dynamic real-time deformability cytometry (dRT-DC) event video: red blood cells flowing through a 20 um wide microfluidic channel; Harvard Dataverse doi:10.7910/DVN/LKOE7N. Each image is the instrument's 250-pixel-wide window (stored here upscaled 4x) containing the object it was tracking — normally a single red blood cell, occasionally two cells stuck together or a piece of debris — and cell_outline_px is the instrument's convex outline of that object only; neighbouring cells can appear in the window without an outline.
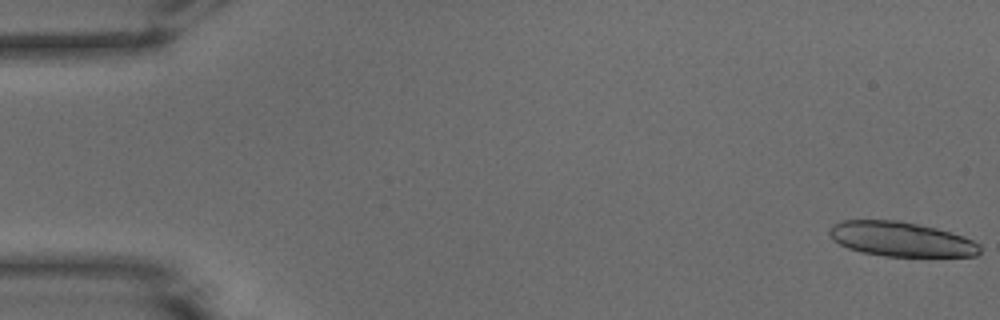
{"species": "common noctule bat (a hibernating species)", "species_latin": "Nyctalus noctula", "temperature_condition": "warm", "stored_images_in_passage": 22, "camera_frame_rate_fps": 3000, "um_per_image_px": 0.085, "animal": {"sex": "male", "body_mass_g": 15.6}, "frame": {"image": 1, "passage_image": 1, "time_ms": 0.0, "image_size_px": [1000, 320], "cell_outline_px": [[980, 252], [976, 256], [884, 256], [860, 252], [848, 248], [832, 240], [828, 232], [832, 224], [840, 220], [900, 220], [936, 228], [964, 236], [980, 244]], "centroid_in_image_um": [76.56, 20.32], "position_along_channel_um": 8.4, "area_um2": 30.52}}
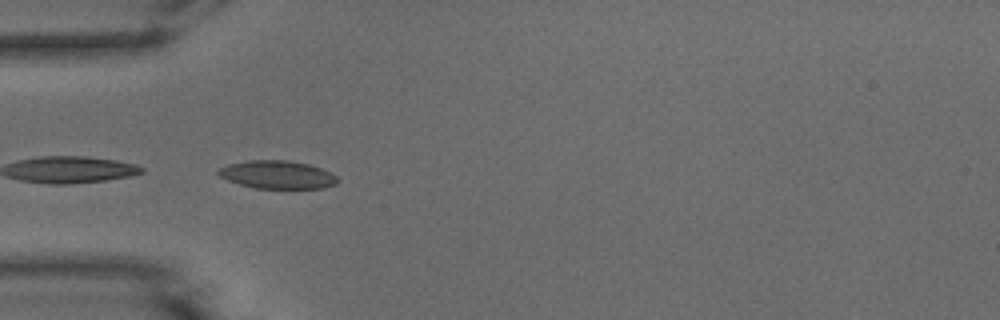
{"frame": {"image": 2, "passage_image": 17, "time_ms": 5.333, "image_size_px": [1000, 320], "cell_outline_px": [[336, 184], [324, 188], [256, 188], [240, 184], [228, 180], [220, 176], [216, 172], [220, 168], [228, 164], [248, 160], [288, 160], [308, 164], [320, 168], [336, 176]], "centroid_in_image_um": [23.55, 14.84], "position_along_channel_um": 61.5, "area_um2": 19.25}}